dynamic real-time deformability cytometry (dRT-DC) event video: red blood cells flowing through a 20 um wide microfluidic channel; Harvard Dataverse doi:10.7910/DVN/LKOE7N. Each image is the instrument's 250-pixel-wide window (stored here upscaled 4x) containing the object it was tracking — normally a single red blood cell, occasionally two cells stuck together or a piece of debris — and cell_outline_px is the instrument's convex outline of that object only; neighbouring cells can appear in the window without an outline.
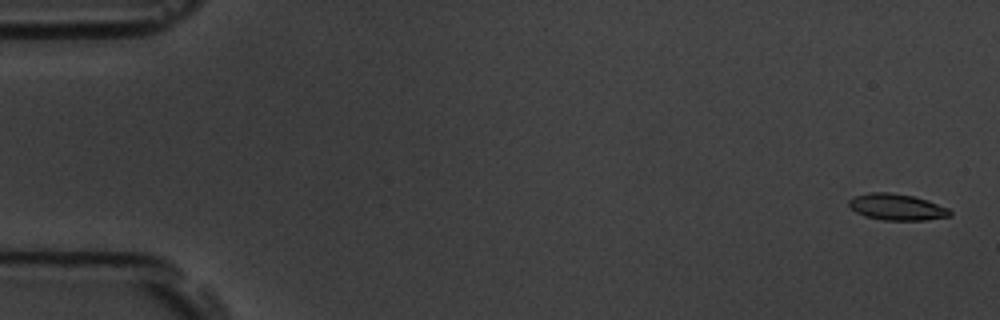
{"species": "common noctule bat (a hibernating species)", "species_latin": "Nyctalus noctula", "temperature_condition": "room temperature", "stored_images_in_passage": 7, "camera_frame_rate_fps": 3000, "um_per_image_px": 0.085, "animal": {"sex": "male", "body_mass_g": 19.5, "forearm_length_mm": 54.6}, "frame": {"image": 1, "passage_image": 1, "time_ms": 0.0, "image_size_px": [1000, 320], "cell_outline_px": [[952, 216], [924, 220], [884, 220], [864, 216], [856, 212], [848, 204], [848, 200], [856, 196], [868, 192], [888, 192], [912, 196], [928, 200], [948, 208], [952, 212]], "centroid_in_image_um": [76.24, 17.6], "position_along_channel_um": 8.8, "area_um2": 15.49}}
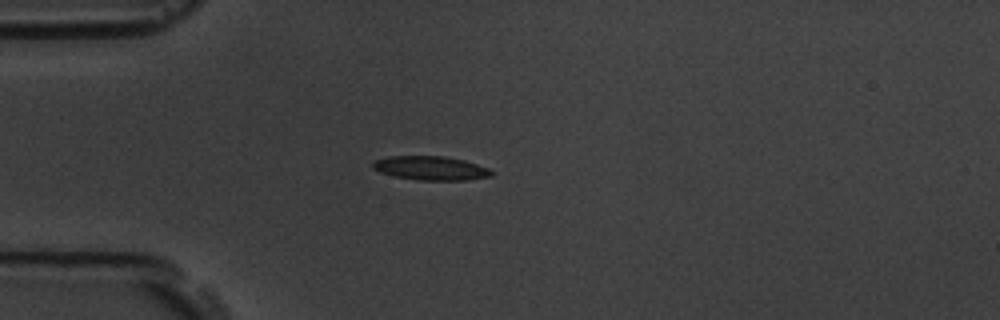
{"frame": {"image": 2, "passage_image": 5, "time_ms": 1.333, "image_size_px": [1000, 320], "cell_outline_px": [[492, 176], [468, 180], [420, 180], [396, 176], [380, 172], [372, 168], [372, 164], [376, 160], [388, 156], [444, 156], [464, 160], [488, 168], [492, 172]], "centroid_in_image_um": [36.62, 14.29], "position_along_channel_um": 48.4, "area_um2": 16.42}}
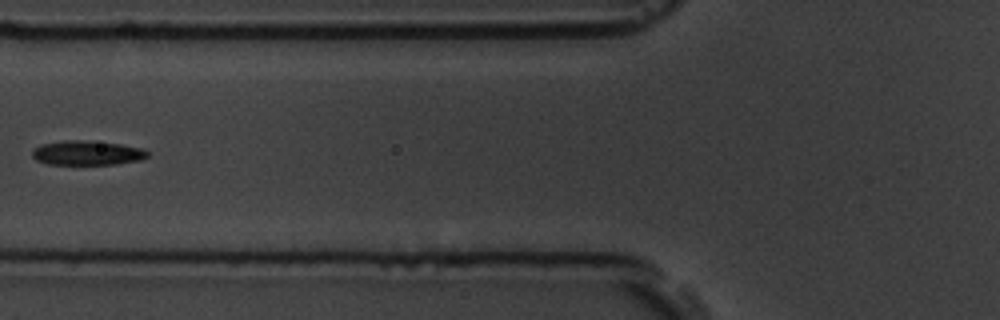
{"frame": {"image": 3, "passage_image": 7, "time_ms": 2.0, "image_size_px": [1000, 320], "cell_outline_px": [[148, 156], [140, 160], [116, 164], [48, 164], [36, 160], [32, 156], [32, 148], [40, 144], [64, 140], [92, 140], [120, 144], [144, 148], [148, 152]], "centroid_in_image_um": [7.39, 12.98], "position_along_channel_um": 118.4, "area_um2": 16.65}}